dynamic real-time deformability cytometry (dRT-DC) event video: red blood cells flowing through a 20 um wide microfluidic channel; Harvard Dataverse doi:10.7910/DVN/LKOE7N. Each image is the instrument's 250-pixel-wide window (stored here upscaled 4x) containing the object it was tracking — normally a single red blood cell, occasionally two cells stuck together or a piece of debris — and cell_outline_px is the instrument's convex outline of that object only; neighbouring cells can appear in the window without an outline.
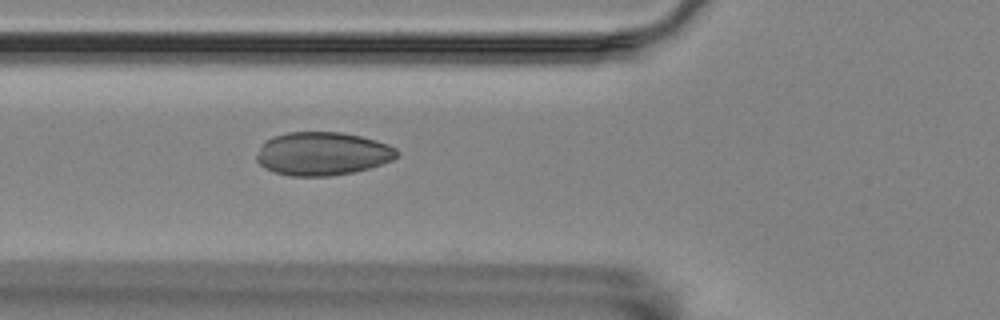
{"species": "Egyptian fruit bat (a non-hibernating species)", "species_latin": "Rousettus aegyptiacus", "temperature_condition": "room temperature", "stored_images_in_passage": 24, "camera_frame_rate_fps": 3000, "um_per_image_px": 0.085, "animal": {"sex": "female"}, "frame": {"image": 1, "passage_image": 3, "time_ms": 0.667, "image_size_px": [1000, 320], "cell_outline_px": [[400, 152], [392, 160], [368, 168], [352, 172], [332, 176], [292, 176], [276, 172], [264, 168], [256, 160], [256, 156], [260, 144], [264, 140], [272, 136], [288, 132], [340, 132], [360, 136], [376, 140], [388, 144], [396, 148]], "centroid_in_image_um": [27.37, 13.05], "position_along_channel_um": 98.4, "area_um2": 35.55}}
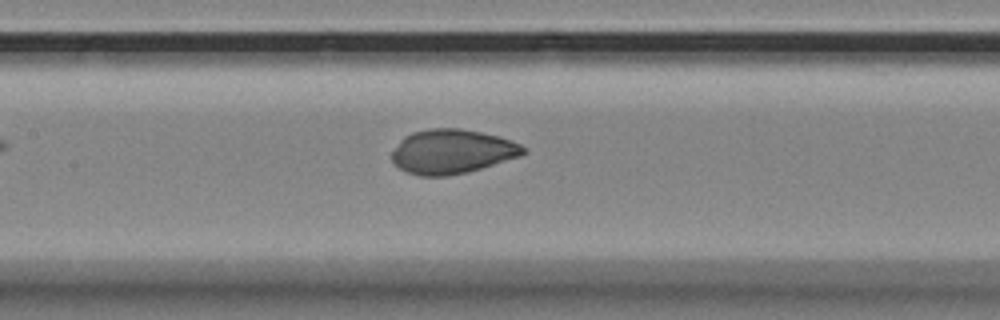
{"frame": {"image": 2, "passage_image": 9, "time_ms": 2.667, "image_size_px": [1000, 320], "cell_outline_px": [[528, 152], [520, 156], [468, 172], [444, 176], [420, 176], [408, 172], [400, 168], [392, 160], [392, 152], [400, 140], [404, 136], [412, 132], [428, 128], [460, 128], [500, 136], [512, 140], [528, 148]], "centroid_in_image_um": [38.45, 12.87], "position_along_channel_um": 168.9, "area_um2": 34.04}}
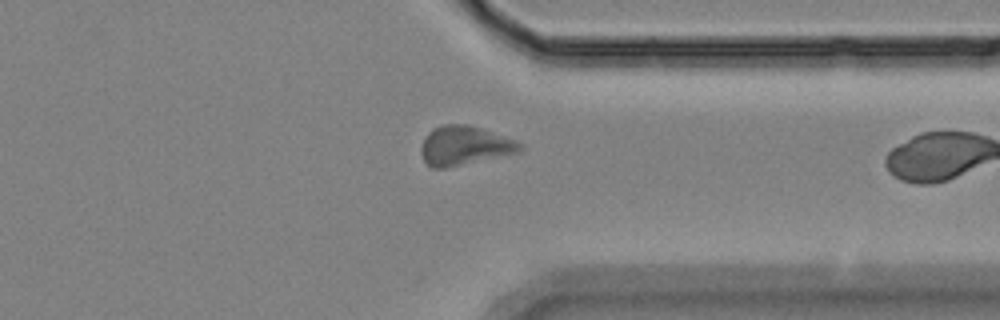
{"frame": {"image": 3, "passage_image": 23, "time_ms": 7.333, "image_size_px": [1000, 320], "cell_outline_px": [[524, 148], [520, 152], [444, 168], [432, 168], [424, 160], [420, 152], [420, 148], [424, 136], [432, 128], [444, 124], [468, 124], [516, 140], [524, 144]], "centroid_in_image_um": [39.47, 12.37], "position_along_channel_um": 371.9, "area_um2": 22.6}}